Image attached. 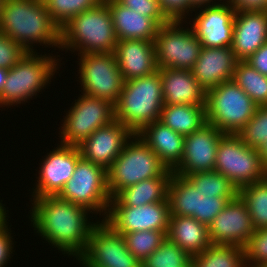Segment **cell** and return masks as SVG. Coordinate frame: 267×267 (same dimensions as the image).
<instances>
[{
  "label": "cell",
  "mask_w": 267,
  "mask_h": 267,
  "mask_svg": "<svg viewBox=\"0 0 267 267\" xmlns=\"http://www.w3.org/2000/svg\"><path fill=\"white\" fill-rule=\"evenodd\" d=\"M245 62L255 68L259 73L267 76V42L263 44L254 54L249 56Z\"/></svg>",
  "instance_id": "b9f144b4"
},
{
  "label": "cell",
  "mask_w": 267,
  "mask_h": 267,
  "mask_svg": "<svg viewBox=\"0 0 267 267\" xmlns=\"http://www.w3.org/2000/svg\"><path fill=\"white\" fill-rule=\"evenodd\" d=\"M0 32L29 52L37 51L34 45L60 51L61 28L43 0H4Z\"/></svg>",
  "instance_id": "3957f363"
},
{
  "label": "cell",
  "mask_w": 267,
  "mask_h": 267,
  "mask_svg": "<svg viewBox=\"0 0 267 267\" xmlns=\"http://www.w3.org/2000/svg\"><path fill=\"white\" fill-rule=\"evenodd\" d=\"M243 248L247 267L267 265V228L255 230Z\"/></svg>",
  "instance_id": "8d00e7d4"
},
{
  "label": "cell",
  "mask_w": 267,
  "mask_h": 267,
  "mask_svg": "<svg viewBox=\"0 0 267 267\" xmlns=\"http://www.w3.org/2000/svg\"><path fill=\"white\" fill-rule=\"evenodd\" d=\"M199 11V12H198ZM190 24L202 47L232 46L235 9L226 1L194 9ZM197 12V13H196ZM186 22V23H185ZM192 22V23H190Z\"/></svg>",
  "instance_id": "e0dca14e"
},
{
  "label": "cell",
  "mask_w": 267,
  "mask_h": 267,
  "mask_svg": "<svg viewBox=\"0 0 267 267\" xmlns=\"http://www.w3.org/2000/svg\"><path fill=\"white\" fill-rule=\"evenodd\" d=\"M159 71L164 105L206 106V92L192 71L174 68H162Z\"/></svg>",
  "instance_id": "cb8c5ba5"
},
{
  "label": "cell",
  "mask_w": 267,
  "mask_h": 267,
  "mask_svg": "<svg viewBox=\"0 0 267 267\" xmlns=\"http://www.w3.org/2000/svg\"><path fill=\"white\" fill-rule=\"evenodd\" d=\"M266 42L267 10L235 13L231 47L239 61H245Z\"/></svg>",
  "instance_id": "7402d4cb"
},
{
  "label": "cell",
  "mask_w": 267,
  "mask_h": 267,
  "mask_svg": "<svg viewBox=\"0 0 267 267\" xmlns=\"http://www.w3.org/2000/svg\"><path fill=\"white\" fill-rule=\"evenodd\" d=\"M227 2L236 12L267 10V0H228Z\"/></svg>",
  "instance_id": "7bdbcfd3"
},
{
  "label": "cell",
  "mask_w": 267,
  "mask_h": 267,
  "mask_svg": "<svg viewBox=\"0 0 267 267\" xmlns=\"http://www.w3.org/2000/svg\"><path fill=\"white\" fill-rule=\"evenodd\" d=\"M225 134L208 122L195 132L186 135L180 164L173 173L186 176L214 170L217 147Z\"/></svg>",
  "instance_id": "ac0fdd59"
},
{
  "label": "cell",
  "mask_w": 267,
  "mask_h": 267,
  "mask_svg": "<svg viewBox=\"0 0 267 267\" xmlns=\"http://www.w3.org/2000/svg\"><path fill=\"white\" fill-rule=\"evenodd\" d=\"M192 267H247L244 248L211 244L202 253L192 256Z\"/></svg>",
  "instance_id": "f546056e"
},
{
  "label": "cell",
  "mask_w": 267,
  "mask_h": 267,
  "mask_svg": "<svg viewBox=\"0 0 267 267\" xmlns=\"http://www.w3.org/2000/svg\"><path fill=\"white\" fill-rule=\"evenodd\" d=\"M45 53L28 51L16 65L8 70L0 95V107L9 108L21 103L25 105L34 96H38V93L42 92L48 83L51 84V78L56 72L59 73L58 67L63 63H59L62 60L59 55L56 57L51 53Z\"/></svg>",
  "instance_id": "5b68a950"
},
{
  "label": "cell",
  "mask_w": 267,
  "mask_h": 267,
  "mask_svg": "<svg viewBox=\"0 0 267 267\" xmlns=\"http://www.w3.org/2000/svg\"><path fill=\"white\" fill-rule=\"evenodd\" d=\"M184 21L171 20L159 27L154 46L158 69L174 68L192 70L202 44ZM185 27H184V26Z\"/></svg>",
  "instance_id": "4fadbf2b"
},
{
  "label": "cell",
  "mask_w": 267,
  "mask_h": 267,
  "mask_svg": "<svg viewBox=\"0 0 267 267\" xmlns=\"http://www.w3.org/2000/svg\"><path fill=\"white\" fill-rule=\"evenodd\" d=\"M7 212L8 210H6V207H4V204L2 203V200H1L0 201V230L9 224V222H7V220L9 219Z\"/></svg>",
  "instance_id": "f6af8a7d"
},
{
  "label": "cell",
  "mask_w": 267,
  "mask_h": 267,
  "mask_svg": "<svg viewBox=\"0 0 267 267\" xmlns=\"http://www.w3.org/2000/svg\"><path fill=\"white\" fill-rule=\"evenodd\" d=\"M159 5L170 21H188L187 18L190 17L194 11L190 0H159Z\"/></svg>",
  "instance_id": "ab89813d"
},
{
  "label": "cell",
  "mask_w": 267,
  "mask_h": 267,
  "mask_svg": "<svg viewBox=\"0 0 267 267\" xmlns=\"http://www.w3.org/2000/svg\"><path fill=\"white\" fill-rule=\"evenodd\" d=\"M133 132L118 120L96 129L79 146L81 156L106 170L121 154Z\"/></svg>",
  "instance_id": "ffe728a7"
},
{
  "label": "cell",
  "mask_w": 267,
  "mask_h": 267,
  "mask_svg": "<svg viewBox=\"0 0 267 267\" xmlns=\"http://www.w3.org/2000/svg\"><path fill=\"white\" fill-rule=\"evenodd\" d=\"M238 61L231 46L202 47L191 71L200 86L207 92L224 81L233 79Z\"/></svg>",
  "instance_id": "44dd1931"
},
{
  "label": "cell",
  "mask_w": 267,
  "mask_h": 267,
  "mask_svg": "<svg viewBox=\"0 0 267 267\" xmlns=\"http://www.w3.org/2000/svg\"><path fill=\"white\" fill-rule=\"evenodd\" d=\"M53 20L64 26L71 18L96 7L103 0H43Z\"/></svg>",
  "instance_id": "e575fe53"
},
{
  "label": "cell",
  "mask_w": 267,
  "mask_h": 267,
  "mask_svg": "<svg viewBox=\"0 0 267 267\" xmlns=\"http://www.w3.org/2000/svg\"><path fill=\"white\" fill-rule=\"evenodd\" d=\"M255 230L267 228V177L238 189Z\"/></svg>",
  "instance_id": "4dcf8cb0"
},
{
  "label": "cell",
  "mask_w": 267,
  "mask_h": 267,
  "mask_svg": "<svg viewBox=\"0 0 267 267\" xmlns=\"http://www.w3.org/2000/svg\"><path fill=\"white\" fill-rule=\"evenodd\" d=\"M80 57V58H79ZM78 77L82 92L115 105L124 86L114 53H82L78 55Z\"/></svg>",
  "instance_id": "7c38bea8"
},
{
  "label": "cell",
  "mask_w": 267,
  "mask_h": 267,
  "mask_svg": "<svg viewBox=\"0 0 267 267\" xmlns=\"http://www.w3.org/2000/svg\"><path fill=\"white\" fill-rule=\"evenodd\" d=\"M42 159L32 197L57 196L72 178L81 152L78 146L59 143Z\"/></svg>",
  "instance_id": "9a60e30c"
},
{
  "label": "cell",
  "mask_w": 267,
  "mask_h": 267,
  "mask_svg": "<svg viewBox=\"0 0 267 267\" xmlns=\"http://www.w3.org/2000/svg\"><path fill=\"white\" fill-rule=\"evenodd\" d=\"M77 260L82 267H141L127 249L123 234L100 219L92 227L87 248Z\"/></svg>",
  "instance_id": "5bb4252c"
},
{
  "label": "cell",
  "mask_w": 267,
  "mask_h": 267,
  "mask_svg": "<svg viewBox=\"0 0 267 267\" xmlns=\"http://www.w3.org/2000/svg\"><path fill=\"white\" fill-rule=\"evenodd\" d=\"M159 121L186 136L207 123L206 106L163 105Z\"/></svg>",
  "instance_id": "f1b7e54d"
},
{
  "label": "cell",
  "mask_w": 267,
  "mask_h": 267,
  "mask_svg": "<svg viewBox=\"0 0 267 267\" xmlns=\"http://www.w3.org/2000/svg\"><path fill=\"white\" fill-rule=\"evenodd\" d=\"M170 172L138 134H133L121 154L107 169L110 196L112 198L120 190L142 180L166 177Z\"/></svg>",
  "instance_id": "52a82bcc"
},
{
  "label": "cell",
  "mask_w": 267,
  "mask_h": 267,
  "mask_svg": "<svg viewBox=\"0 0 267 267\" xmlns=\"http://www.w3.org/2000/svg\"><path fill=\"white\" fill-rule=\"evenodd\" d=\"M169 201L141 206H109L104 219L116 232L155 230L168 232L170 221Z\"/></svg>",
  "instance_id": "2e32d148"
},
{
  "label": "cell",
  "mask_w": 267,
  "mask_h": 267,
  "mask_svg": "<svg viewBox=\"0 0 267 267\" xmlns=\"http://www.w3.org/2000/svg\"><path fill=\"white\" fill-rule=\"evenodd\" d=\"M164 97L160 71L124 81L118 102L114 105L115 119L137 134L145 125L160 119Z\"/></svg>",
  "instance_id": "8992f818"
},
{
  "label": "cell",
  "mask_w": 267,
  "mask_h": 267,
  "mask_svg": "<svg viewBox=\"0 0 267 267\" xmlns=\"http://www.w3.org/2000/svg\"><path fill=\"white\" fill-rule=\"evenodd\" d=\"M127 249L141 263L167 238L164 231L144 230L123 234Z\"/></svg>",
  "instance_id": "836d02e7"
},
{
  "label": "cell",
  "mask_w": 267,
  "mask_h": 267,
  "mask_svg": "<svg viewBox=\"0 0 267 267\" xmlns=\"http://www.w3.org/2000/svg\"><path fill=\"white\" fill-rule=\"evenodd\" d=\"M173 172L126 187L110 199L109 206H141L168 200V188Z\"/></svg>",
  "instance_id": "83f0119b"
},
{
  "label": "cell",
  "mask_w": 267,
  "mask_h": 267,
  "mask_svg": "<svg viewBox=\"0 0 267 267\" xmlns=\"http://www.w3.org/2000/svg\"><path fill=\"white\" fill-rule=\"evenodd\" d=\"M221 1L223 0H190V4L194 9H197L203 6L215 5L221 3Z\"/></svg>",
  "instance_id": "ee69618b"
},
{
  "label": "cell",
  "mask_w": 267,
  "mask_h": 267,
  "mask_svg": "<svg viewBox=\"0 0 267 267\" xmlns=\"http://www.w3.org/2000/svg\"><path fill=\"white\" fill-rule=\"evenodd\" d=\"M208 229L212 244L238 247H244L255 232L251 216L239 196L228 202Z\"/></svg>",
  "instance_id": "d6986e66"
},
{
  "label": "cell",
  "mask_w": 267,
  "mask_h": 267,
  "mask_svg": "<svg viewBox=\"0 0 267 267\" xmlns=\"http://www.w3.org/2000/svg\"><path fill=\"white\" fill-rule=\"evenodd\" d=\"M109 7L118 41L138 39L154 41L159 25L149 17L125 7L116 0H104Z\"/></svg>",
  "instance_id": "484cf974"
},
{
  "label": "cell",
  "mask_w": 267,
  "mask_h": 267,
  "mask_svg": "<svg viewBox=\"0 0 267 267\" xmlns=\"http://www.w3.org/2000/svg\"><path fill=\"white\" fill-rule=\"evenodd\" d=\"M238 188L215 170L180 176L172 174L168 188L170 215L190 216L209 227Z\"/></svg>",
  "instance_id": "7a4b0ae2"
},
{
  "label": "cell",
  "mask_w": 267,
  "mask_h": 267,
  "mask_svg": "<svg viewBox=\"0 0 267 267\" xmlns=\"http://www.w3.org/2000/svg\"><path fill=\"white\" fill-rule=\"evenodd\" d=\"M257 104L231 79L206 92V119L224 134H239Z\"/></svg>",
  "instance_id": "ba28073f"
},
{
  "label": "cell",
  "mask_w": 267,
  "mask_h": 267,
  "mask_svg": "<svg viewBox=\"0 0 267 267\" xmlns=\"http://www.w3.org/2000/svg\"><path fill=\"white\" fill-rule=\"evenodd\" d=\"M166 236L191 256L202 253L212 244L208 226L190 216L171 215Z\"/></svg>",
  "instance_id": "4316f807"
},
{
  "label": "cell",
  "mask_w": 267,
  "mask_h": 267,
  "mask_svg": "<svg viewBox=\"0 0 267 267\" xmlns=\"http://www.w3.org/2000/svg\"><path fill=\"white\" fill-rule=\"evenodd\" d=\"M256 104L267 105V76L245 61H238L232 79Z\"/></svg>",
  "instance_id": "1f68e13d"
},
{
  "label": "cell",
  "mask_w": 267,
  "mask_h": 267,
  "mask_svg": "<svg viewBox=\"0 0 267 267\" xmlns=\"http://www.w3.org/2000/svg\"><path fill=\"white\" fill-rule=\"evenodd\" d=\"M11 232V228L8 225L0 230V267H5L7 263H10L8 261H10L14 251L15 242Z\"/></svg>",
  "instance_id": "60d3db41"
},
{
  "label": "cell",
  "mask_w": 267,
  "mask_h": 267,
  "mask_svg": "<svg viewBox=\"0 0 267 267\" xmlns=\"http://www.w3.org/2000/svg\"><path fill=\"white\" fill-rule=\"evenodd\" d=\"M137 134L168 170L173 171L180 164L185 136L159 120L145 125Z\"/></svg>",
  "instance_id": "d4e9b609"
},
{
  "label": "cell",
  "mask_w": 267,
  "mask_h": 267,
  "mask_svg": "<svg viewBox=\"0 0 267 267\" xmlns=\"http://www.w3.org/2000/svg\"><path fill=\"white\" fill-rule=\"evenodd\" d=\"M4 0H0V16H1V12H2V4H3Z\"/></svg>",
  "instance_id": "c3c4849f"
},
{
  "label": "cell",
  "mask_w": 267,
  "mask_h": 267,
  "mask_svg": "<svg viewBox=\"0 0 267 267\" xmlns=\"http://www.w3.org/2000/svg\"><path fill=\"white\" fill-rule=\"evenodd\" d=\"M114 54L124 81L149 76L158 71L154 41H118Z\"/></svg>",
  "instance_id": "603a6c76"
},
{
  "label": "cell",
  "mask_w": 267,
  "mask_h": 267,
  "mask_svg": "<svg viewBox=\"0 0 267 267\" xmlns=\"http://www.w3.org/2000/svg\"><path fill=\"white\" fill-rule=\"evenodd\" d=\"M19 43L0 32V68L10 69L27 53Z\"/></svg>",
  "instance_id": "f35d334b"
},
{
  "label": "cell",
  "mask_w": 267,
  "mask_h": 267,
  "mask_svg": "<svg viewBox=\"0 0 267 267\" xmlns=\"http://www.w3.org/2000/svg\"><path fill=\"white\" fill-rule=\"evenodd\" d=\"M257 150L261 156L263 164L267 167V141L264 142Z\"/></svg>",
  "instance_id": "bcb514c9"
},
{
  "label": "cell",
  "mask_w": 267,
  "mask_h": 267,
  "mask_svg": "<svg viewBox=\"0 0 267 267\" xmlns=\"http://www.w3.org/2000/svg\"><path fill=\"white\" fill-rule=\"evenodd\" d=\"M117 43L112 16L104 0L61 27L60 50L66 53H114Z\"/></svg>",
  "instance_id": "277c9868"
},
{
  "label": "cell",
  "mask_w": 267,
  "mask_h": 267,
  "mask_svg": "<svg viewBox=\"0 0 267 267\" xmlns=\"http://www.w3.org/2000/svg\"><path fill=\"white\" fill-rule=\"evenodd\" d=\"M238 135L247 146L254 149L267 141V105L258 106L254 116Z\"/></svg>",
  "instance_id": "d590c367"
},
{
  "label": "cell",
  "mask_w": 267,
  "mask_h": 267,
  "mask_svg": "<svg viewBox=\"0 0 267 267\" xmlns=\"http://www.w3.org/2000/svg\"><path fill=\"white\" fill-rule=\"evenodd\" d=\"M119 2L141 15L152 18L159 26L170 21L161 10L159 0H119Z\"/></svg>",
  "instance_id": "74e56055"
},
{
  "label": "cell",
  "mask_w": 267,
  "mask_h": 267,
  "mask_svg": "<svg viewBox=\"0 0 267 267\" xmlns=\"http://www.w3.org/2000/svg\"><path fill=\"white\" fill-rule=\"evenodd\" d=\"M57 196L87 208L92 215L99 214V217H102L101 220H104L111 199L107 183V170L81 156L72 178L65 183Z\"/></svg>",
  "instance_id": "9c48e42d"
},
{
  "label": "cell",
  "mask_w": 267,
  "mask_h": 267,
  "mask_svg": "<svg viewBox=\"0 0 267 267\" xmlns=\"http://www.w3.org/2000/svg\"><path fill=\"white\" fill-rule=\"evenodd\" d=\"M7 73L8 69L0 68V95L2 94L6 82Z\"/></svg>",
  "instance_id": "7dc6e473"
},
{
  "label": "cell",
  "mask_w": 267,
  "mask_h": 267,
  "mask_svg": "<svg viewBox=\"0 0 267 267\" xmlns=\"http://www.w3.org/2000/svg\"><path fill=\"white\" fill-rule=\"evenodd\" d=\"M32 199L29 221L35 233L63 255L77 260L85 252L89 234L97 223L90 221L92 212L58 196Z\"/></svg>",
  "instance_id": "6da1fadb"
},
{
  "label": "cell",
  "mask_w": 267,
  "mask_h": 267,
  "mask_svg": "<svg viewBox=\"0 0 267 267\" xmlns=\"http://www.w3.org/2000/svg\"><path fill=\"white\" fill-rule=\"evenodd\" d=\"M64 117L59 127V142L79 146L96 129L115 120V108L105 99L79 94Z\"/></svg>",
  "instance_id": "8fae6325"
},
{
  "label": "cell",
  "mask_w": 267,
  "mask_h": 267,
  "mask_svg": "<svg viewBox=\"0 0 267 267\" xmlns=\"http://www.w3.org/2000/svg\"><path fill=\"white\" fill-rule=\"evenodd\" d=\"M214 170L238 189L267 177L257 149L247 146L238 134H225L217 147Z\"/></svg>",
  "instance_id": "30bf717a"
},
{
  "label": "cell",
  "mask_w": 267,
  "mask_h": 267,
  "mask_svg": "<svg viewBox=\"0 0 267 267\" xmlns=\"http://www.w3.org/2000/svg\"><path fill=\"white\" fill-rule=\"evenodd\" d=\"M141 267H192V256L166 238Z\"/></svg>",
  "instance_id": "d6a6232c"
}]
</instances>
